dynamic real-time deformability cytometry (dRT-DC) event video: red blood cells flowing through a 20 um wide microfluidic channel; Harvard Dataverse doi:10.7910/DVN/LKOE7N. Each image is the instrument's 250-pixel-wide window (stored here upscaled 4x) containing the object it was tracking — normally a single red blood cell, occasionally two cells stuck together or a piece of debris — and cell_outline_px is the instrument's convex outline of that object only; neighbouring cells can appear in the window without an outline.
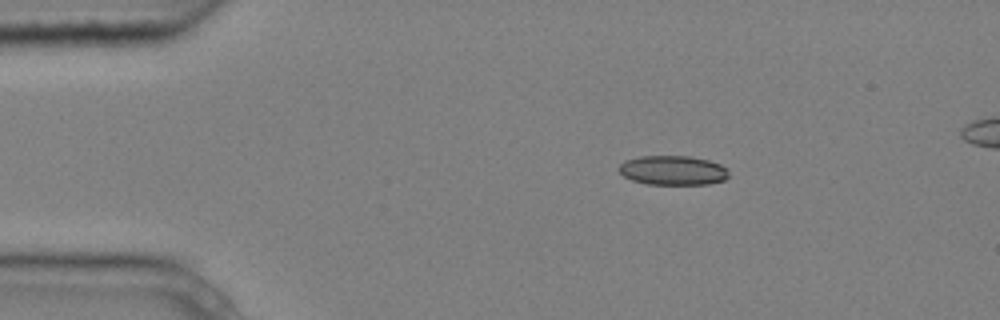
{"species": "common noctule bat (a hibernating species)", "species_latin": "Nyctalus noctula", "temperature_condition": "cold", "stored_images_in_passage": 7, "camera_frame_rate_fps": 3000, "um_per_image_px": 0.085, "animal": {"sex": "male", "body_mass_g": 20.4}, "frame": {"image": 1, "passage_image": 2, "time_ms": 0.333, "image_size_px": [1000, 320], "cell_outline_px": [[728, 176], [724, 180], [708, 184], [648, 184], [632, 180], [624, 176], [616, 168], [624, 160], [640, 156], [688, 156], [708, 160], [720, 164], [728, 168]], "centroid_in_image_um": [57.18, 14.47], "position_along_channel_um": 27.8, "area_um2": 18.9}}
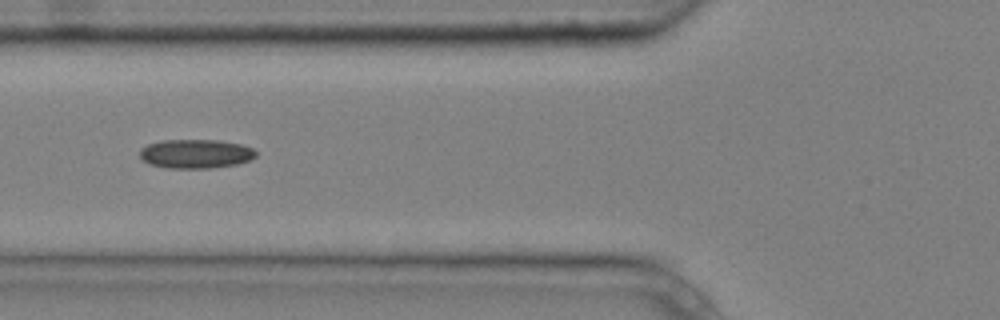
{"frame": {"image": 2, "passage_image": 5, "time_ms": 1.333, "image_size_px": [1000, 320], "cell_outline_px": [[256, 156], [248, 160], [236, 164], [212, 168], [168, 168], [148, 164], [140, 156], [140, 148], [148, 144], [160, 140], [216, 140], [240, 144], [252, 148], [256, 152]], "centroid_in_image_um": [16.6, 13.07], "position_along_channel_um": 109.2, "area_um2": 19.59}}